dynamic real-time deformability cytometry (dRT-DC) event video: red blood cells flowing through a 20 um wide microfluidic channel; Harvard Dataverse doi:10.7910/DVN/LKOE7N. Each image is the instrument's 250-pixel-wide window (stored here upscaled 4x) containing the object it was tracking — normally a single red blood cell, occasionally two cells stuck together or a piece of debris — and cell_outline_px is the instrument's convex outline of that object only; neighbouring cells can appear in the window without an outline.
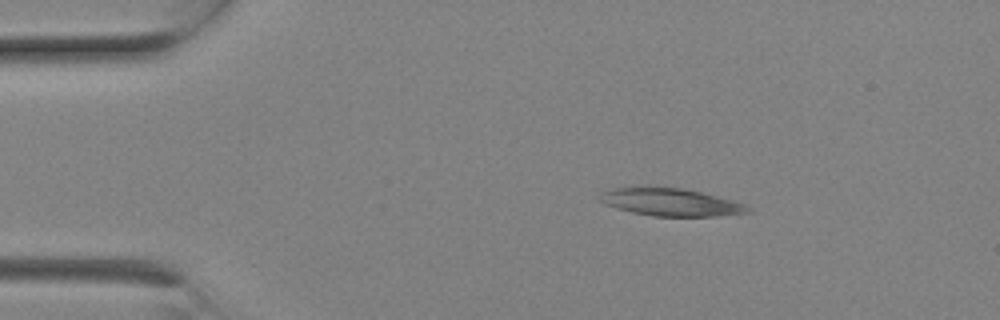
{"species": "Egyptian fruit bat (a non-hibernating species)", "species_latin": "Rousettus aegyptiacus", "temperature_condition": "room temperature", "stored_images_in_passage": 2, "camera_frame_rate_fps": 3000, "um_per_image_px": 0.085, "animal": {"sex": "female"}, "frame": {"image": 1, "passage_image": 1, "time_ms": 0.0, "image_size_px": [1000, 320], "cell_outline_px": [[752, 212], [716, 216], [652, 216], [632, 212], [616, 208], [604, 204], [596, 196], [600, 192], [612, 188], [652, 184], [684, 188], [732, 200], [744, 204], [752, 208]], "centroid_in_image_um": [56.92, 17.14], "position_along_channel_um": 28.1, "area_um2": 24.62}}
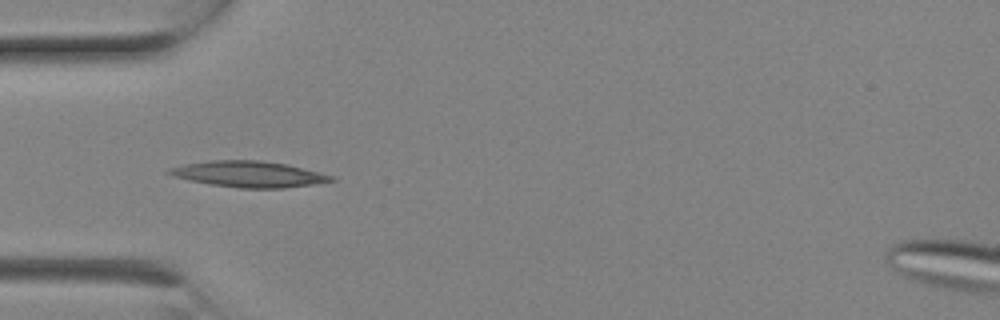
{"frame": {"image": 2, "passage_image": 2, "time_ms": 0.333, "image_size_px": [1000, 320], "cell_outline_px": [[336, 180], [312, 184], [284, 188], [240, 188], [212, 184], [188, 180], [172, 176], [164, 172], [168, 168], [184, 164], [208, 160], [260, 160], [288, 164], [336, 176]], "centroid_in_image_um": [21.13, 14.79], "position_along_channel_um": 63.9, "area_um2": 24.74}}